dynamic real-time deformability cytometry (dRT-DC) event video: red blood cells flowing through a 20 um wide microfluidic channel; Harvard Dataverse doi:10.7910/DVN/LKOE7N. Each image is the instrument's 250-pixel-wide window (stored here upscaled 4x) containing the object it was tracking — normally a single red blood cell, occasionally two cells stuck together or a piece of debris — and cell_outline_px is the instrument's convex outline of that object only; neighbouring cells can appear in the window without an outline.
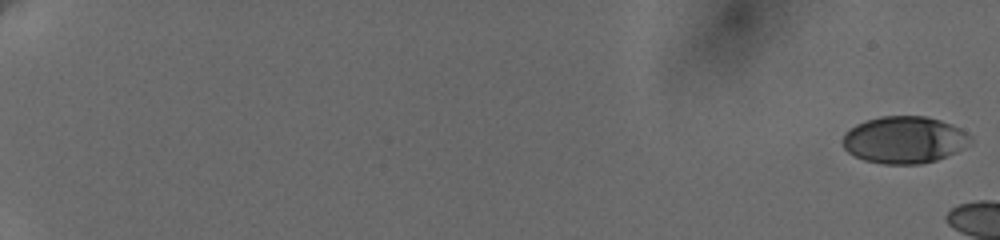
{"species": "human", "species_latin": "Homo sapiens", "temperature_condition": "cold", "stored_images_in_passage": 8, "camera_frame_rate_fps": 3000, "um_per_image_px": 0.085, "donor": {"sex": "female"}, "frame": {"image": 1, "passage_image": 1, "time_ms": 0.0, "image_size_px": [1000, 240], "cell_outline_px": [[972, 144], [956, 152], [936, 160], [920, 164], [884, 164], [864, 160], [848, 152], [844, 148], [844, 132], [856, 124], [880, 116], [928, 116], [952, 124], [960, 128], [972, 136]], "centroid_in_image_um": [76.91, 11.88], "position_along_channel_um": 8.1, "area_um2": 35.14}}